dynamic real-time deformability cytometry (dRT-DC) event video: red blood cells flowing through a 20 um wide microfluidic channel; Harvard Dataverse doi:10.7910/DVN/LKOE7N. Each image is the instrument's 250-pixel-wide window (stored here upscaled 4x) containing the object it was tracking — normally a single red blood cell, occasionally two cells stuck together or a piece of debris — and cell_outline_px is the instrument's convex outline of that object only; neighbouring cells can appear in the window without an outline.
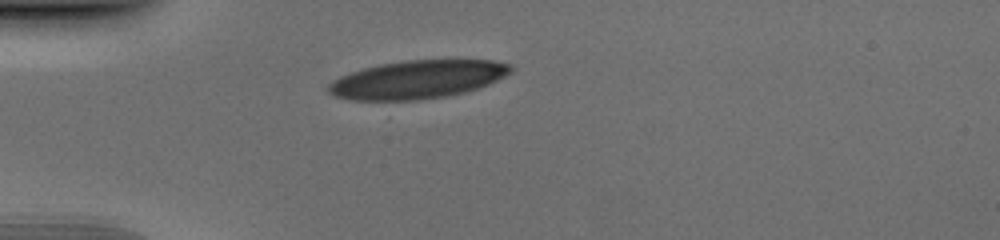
{"species": "human", "species_latin": "Homo sapiens", "temperature_condition": "cold", "stored_images_in_passage": 38, "camera_frame_rate_fps": 3000, "um_per_image_px": 0.085, "donor": {"sex": "male"}, "frame": {"image": 1, "passage_image": 1, "time_ms": 0.0, "image_size_px": [1000, 240], "cell_outline_px": [[512, 72], [488, 84], [464, 92], [448, 96], [420, 100], [348, 100], [336, 96], [328, 92], [324, 88], [332, 80], [340, 76], [364, 68], [380, 64], [404, 60], [492, 60], [512, 64]], "centroid_in_image_um": [35.45, 6.76], "position_along_channel_um": 49.5, "area_um2": 40.69}}
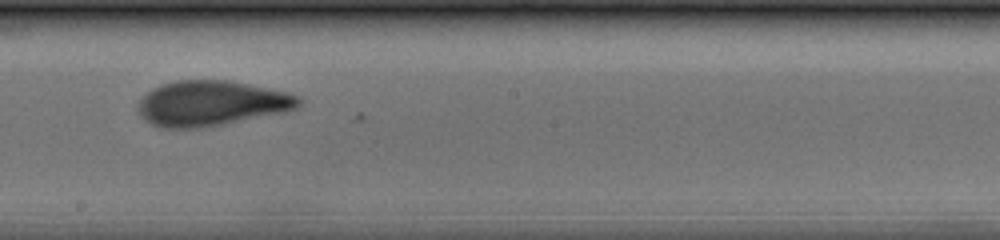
{"frame": {"image": 2, "passage_image": 16, "time_ms": 5.0, "image_size_px": [1000, 240], "cell_outline_px": [[304, 100], [296, 108], [284, 112], [204, 128], [160, 128], [144, 120], [136, 112], [136, 104], [152, 88], [160, 84], [176, 80], [224, 80], [248, 84], [288, 92]], "centroid_in_image_um": [17.91, 8.79], "position_along_channel_um": 230.3, "area_um2": 42.6}}
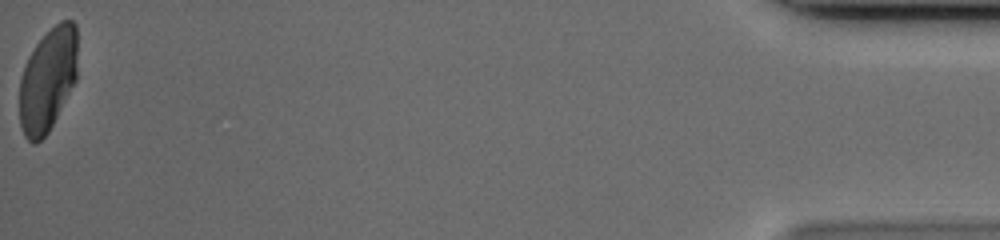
{"frame": {"image": 3, "passage_image": 38, "time_ms": 12.333, "image_size_px": [1000, 240], "cell_outline_px": [[76, 80], [48, 132], [36, 144], [32, 144], [24, 136], [20, 124], [20, 80], [28, 56], [36, 44], [60, 20], [72, 20], [76, 24]], "centroid_in_image_um": [4.05, 6.79], "position_along_channel_um": 431.1, "area_um2": 34.68}}